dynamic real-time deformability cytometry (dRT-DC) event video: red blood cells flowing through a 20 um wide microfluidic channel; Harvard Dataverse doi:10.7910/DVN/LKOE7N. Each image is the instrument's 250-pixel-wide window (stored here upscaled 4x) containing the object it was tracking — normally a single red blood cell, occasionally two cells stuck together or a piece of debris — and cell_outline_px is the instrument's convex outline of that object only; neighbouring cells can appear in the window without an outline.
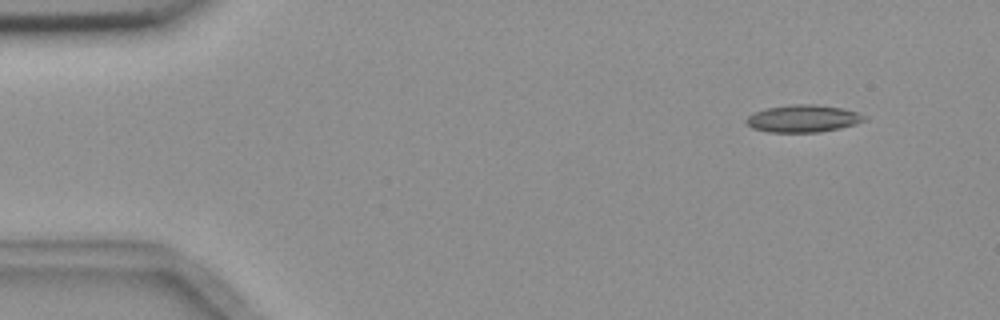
{"species": "common noctule bat (a hibernating species)", "species_latin": "Nyctalus noctula", "temperature_condition": "room temperature", "stored_images_in_passage": 6, "camera_frame_rate_fps": 3000, "um_per_image_px": 0.085, "animal": {"sex": "female", "body_mass_g": 18.4}, "frame": {"image": 1, "passage_image": 6, "time_ms": 6.0, "image_size_px": [1000, 320], "cell_outline_px": [[868, 120], [856, 124], [840, 128], [820, 132], [768, 132], [752, 128], [744, 120], [748, 116], [764, 108], [792, 104], [812, 104], [844, 108], [868, 116]], "centroid_in_image_um": [68.3, 10.07], "position_along_channel_um": 16.7, "area_um2": 18.96}}